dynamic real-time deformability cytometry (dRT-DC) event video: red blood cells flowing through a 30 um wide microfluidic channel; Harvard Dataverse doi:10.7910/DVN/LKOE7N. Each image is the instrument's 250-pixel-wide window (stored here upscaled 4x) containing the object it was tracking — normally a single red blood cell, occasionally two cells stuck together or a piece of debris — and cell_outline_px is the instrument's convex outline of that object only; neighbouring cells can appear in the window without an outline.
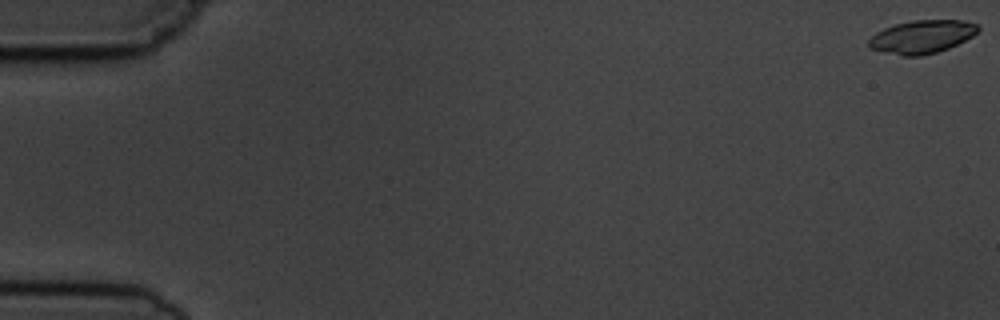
{"species": "common noctule bat (a hibernating species)", "species_latin": "Nyctalus noctula", "temperature_condition": "cold", "stored_images_in_passage": 7, "camera_frame_rate_fps": 3000, "um_per_image_px": 0.085, "animal": {"sex": "male", "body_mass_g": 19.5, "forearm_length_mm": 54.6}, "frame": {"image": 1, "passage_image": 1, "time_ms": 0.0, "image_size_px": [1000, 320], "cell_outline_px": [[980, 28], [972, 36], [948, 48], [936, 52], [920, 56], [904, 56], [868, 48], [868, 40], [876, 32], [884, 28], [896, 24], [912, 20], [960, 20], [980, 24]], "centroid_in_image_um": [78.35, 3.11], "position_along_channel_um": 6.6, "area_um2": 20.98}}
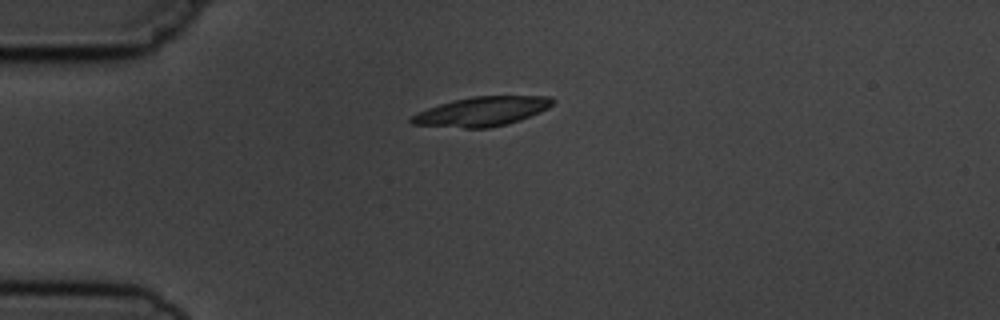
{"frame": {"image": 2, "passage_image": 5, "time_ms": 4.667, "image_size_px": [1000, 320], "cell_outline_px": [[556, 100], [548, 108], [540, 112], [520, 120], [508, 124], [488, 128], [464, 128], [412, 124], [408, 120], [412, 116], [428, 108], [452, 100], [472, 96], [552, 96]], "centroid_in_image_um": [41.0, 9.47], "position_along_channel_um": 44.0, "area_um2": 24.1}}
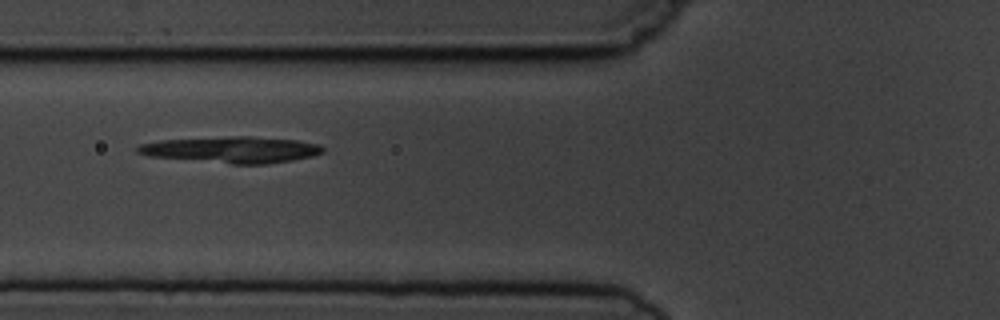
{"frame": {"image": 3, "passage_image": 7, "time_ms": 7.0, "image_size_px": [1000, 320], "cell_outline_px": [[324, 152], [312, 156], [292, 160], [264, 164], [232, 164], [152, 156], [136, 152], [136, 148], [140, 144], [160, 140], [228, 136], [252, 136], [300, 140], [320, 144], [324, 148]], "centroid_in_image_um": [19.75, 12.71], "position_along_channel_um": 106.1, "area_um2": 28.44}}